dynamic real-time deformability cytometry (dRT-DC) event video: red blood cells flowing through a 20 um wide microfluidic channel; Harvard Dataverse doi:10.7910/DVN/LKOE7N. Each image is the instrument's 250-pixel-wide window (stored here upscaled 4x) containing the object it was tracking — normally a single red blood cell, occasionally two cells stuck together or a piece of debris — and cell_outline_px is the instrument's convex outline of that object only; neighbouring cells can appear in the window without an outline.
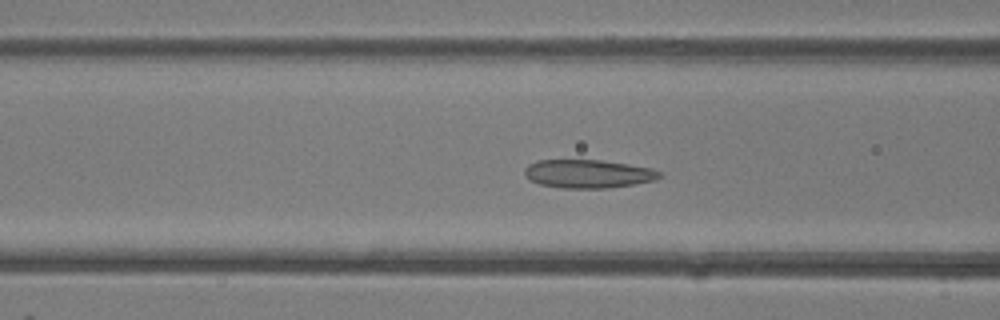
{"species": "common noctule bat (a hibernating species)", "species_latin": "Nyctalus noctula", "temperature_condition": "room temperature", "stored_images_in_passage": 47, "camera_frame_rate_fps": 3000, "um_per_image_px": 0.085, "animal": {"sex": "female"}, "frame": {"image": 1, "passage_image": 18, "time_ms": 5.667, "image_size_px": [1000, 320], "cell_outline_px": [[664, 176], [656, 180], [608, 188], [560, 188], [540, 184], [524, 176], [524, 168], [528, 164], [536, 160], [600, 160], [628, 164], [652, 168], [660, 172]], "centroid_in_image_um": [49.98, 14.77], "position_along_channel_um": 116.6, "area_um2": 22.43}}
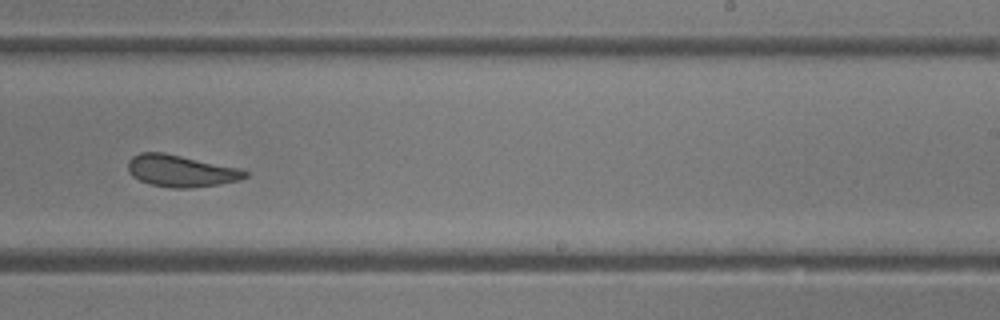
{"frame": {"image": 2, "passage_image": 29, "time_ms": 9.333, "image_size_px": [1000, 320], "cell_outline_px": [[248, 176], [240, 180], [220, 184], [188, 188], [172, 188], [152, 184], [140, 180], [132, 176], [128, 172], [128, 160], [132, 156], [140, 152], [164, 152], [236, 168], [248, 172]], "centroid_in_image_um": [15.33, 14.52], "position_along_channel_um": 273.7, "area_um2": 21.5}}
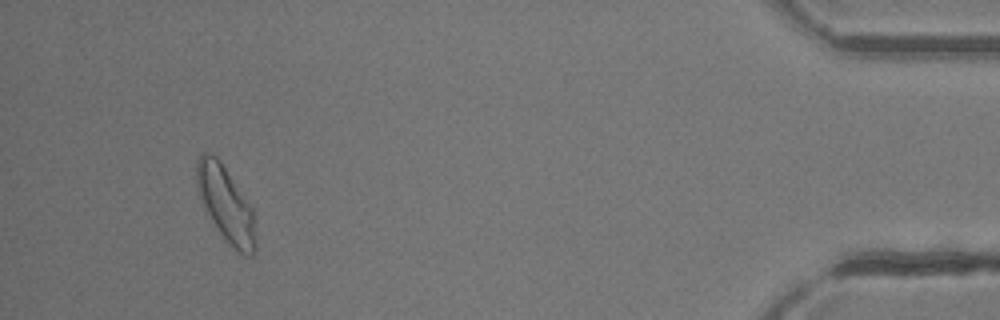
{"frame": {"image": 3, "passage_image": 44, "time_ms": 14.333, "image_size_px": [1000, 320], "cell_outline_px": [[256, 248], [252, 256], [244, 256], [228, 244], [216, 228], [200, 196], [196, 184], [196, 160], [204, 152], [208, 152], [216, 156], [220, 160], [252, 208], [256, 220]], "centroid_in_image_um": [19.23, 17.38], "position_along_channel_um": 416.0, "area_um2": 25.84}, "authors_computed_cell_mechanics": {"area_um2": 23.9292, "velocity_mm_per_s": 4.2839, "shape_relaxation_time_tau1_ms": 3.8722, "shape_relaxation_time_tau2_ms": 1.0744, "deformation_change_tau1": 0.1126, "deformation_change_tau2": 0.066}}